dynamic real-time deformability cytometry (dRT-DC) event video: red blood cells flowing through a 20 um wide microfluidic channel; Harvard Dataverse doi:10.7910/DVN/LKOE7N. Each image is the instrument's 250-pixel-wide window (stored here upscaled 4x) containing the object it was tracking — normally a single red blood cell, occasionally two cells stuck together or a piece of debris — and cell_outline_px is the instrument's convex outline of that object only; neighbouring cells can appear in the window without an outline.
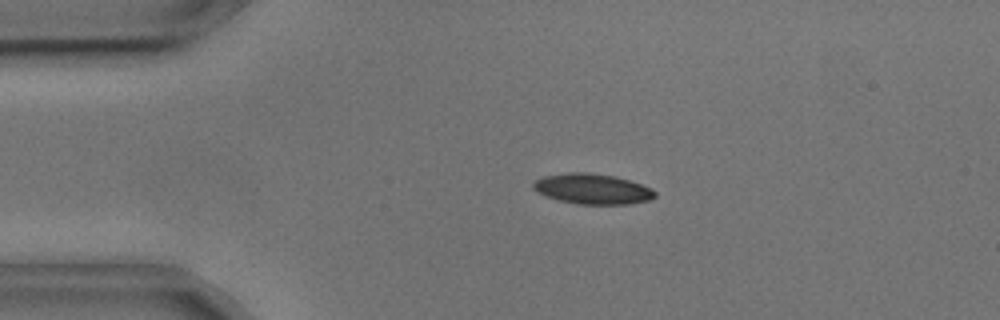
{"species": "common noctule bat (a hibernating species)", "species_latin": "Nyctalus noctula", "temperature_condition": "cold", "stored_images_in_passage": 47, "camera_frame_rate_fps": 3000, "um_per_image_px": 0.085, "animal": {"sex": "male", "body_mass_g": 17.9, "forearm_length_mm": 54.2}, "frame": {"image": 1, "passage_image": 10, "time_ms": 3.0, "image_size_px": [1000, 320], "cell_outline_px": [[656, 196], [648, 200], [628, 204], [580, 204], [560, 200], [536, 192], [532, 188], [532, 184], [536, 180], [544, 176], [568, 172], [588, 172], [616, 176], [652, 188], [656, 192]], "centroid_in_image_um": [50.35, 16.05], "position_along_channel_um": 34.6, "area_um2": 21.44}}
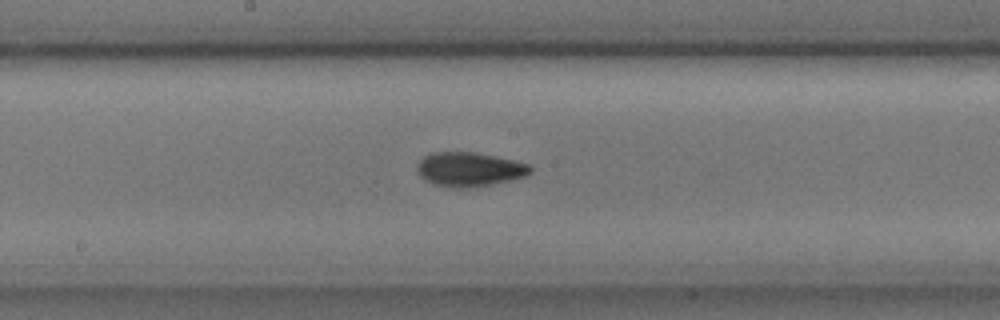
{"frame": {"image": 2, "passage_image": 27, "time_ms": 8.667, "image_size_px": [1000, 320], "cell_outline_px": [[532, 172], [528, 176], [492, 184], [468, 188], [452, 188], [436, 184], [424, 180], [420, 176], [416, 168], [420, 160], [424, 156], [432, 152], [476, 152], [496, 156], [532, 164]], "centroid_in_image_um": [39.93, 14.39], "position_along_channel_um": 208.3, "area_um2": 22.83}}
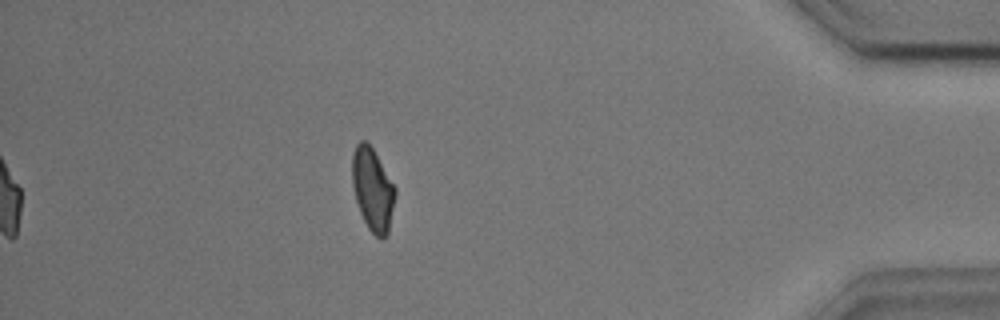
{"frame": {"image": 3, "passage_image": 47, "time_ms": 15.333, "image_size_px": [1000, 320], "cell_outline_px": [[396, 196], [388, 232], [380, 240], [368, 228], [360, 212], [356, 200], [352, 184], [352, 152], [356, 144], [360, 140], [364, 140], [372, 148], [396, 188]], "centroid_in_image_um": [31.67, 16.09], "position_along_channel_um": 403.5, "area_um2": 20.63}, "authors_computed_cell_mechanics": {"area_um2": 21.1548, "velocity_mm_per_s": 3.6347, "shape_relaxation_time_tau1_ms": 3.4466, "shape_relaxation_time_tau2_ms": 2.6764, "deformation_change_tau1": 0.1281, "deformation_change_tau2": 0.0681}}